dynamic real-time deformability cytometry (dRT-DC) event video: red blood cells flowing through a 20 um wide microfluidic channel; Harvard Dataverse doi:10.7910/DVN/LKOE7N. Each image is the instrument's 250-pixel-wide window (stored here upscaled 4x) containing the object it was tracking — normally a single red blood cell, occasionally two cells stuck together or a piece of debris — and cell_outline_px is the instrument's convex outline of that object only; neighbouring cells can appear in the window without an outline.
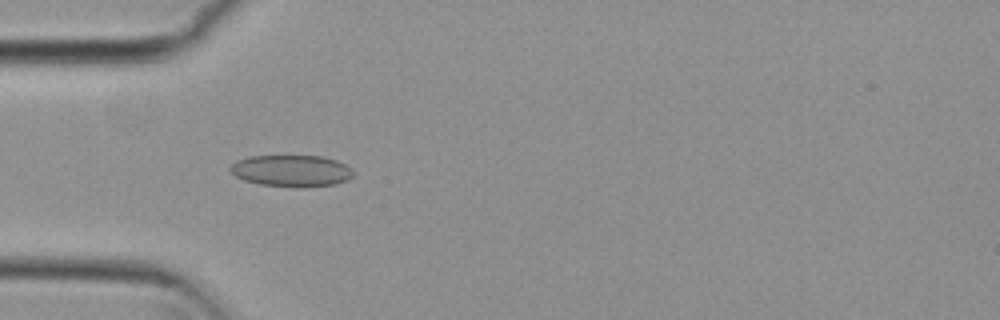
{"species": "common noctule bat (a hibernating species)", "species_latin": "Nyctalus noctula", "temperature_condition": "cold", "stored_images_in_passage": 6, "camera_frame_rate_fps": 3000, "um_per_image_px": 0.085, "animal": {"sex": "female", "body_mass_g": 29.2, "forearm_length_mm": 56.3}, "frame": {"image": 1, "passage_image": 5, "time_ms": 1.333, "image_size_px": [1000, 320], "cell_outline_px": [[352, 176], [348, 180], [336, 184], [304, 188], [260, 184], [244, 180], [236, 176], [228, 168], [236, 160], [248, 156], [324, 156], [336, 160], [352, 168]], "centroid_in_image_um": [24.78, 14.52], "position_along_channel_um": 60.2, "area_um2": 22.83}}
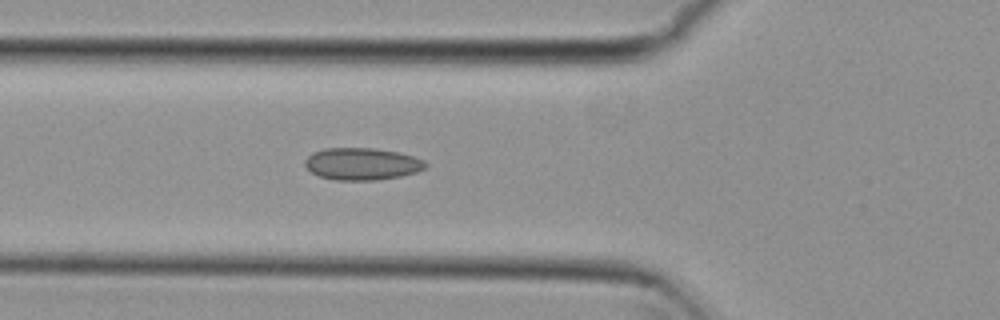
{"frame": {"image": 2, "passage_image": 6, "time_ms": 1.667, "image_size_px": [1000, 320], "cell_outline_px": [[428, 164], [424, 168], [416, 172], [400, 176], [376, 180], [336, 180], [320, 176], [312, 172], [304, 164], [304, 160], [312, 152], [324, 148], [376, 148], [400, 152], [424, 160]], "centroid_in_image_um": [30.77, 13.92], "position_along_channel_um": 95.0, "area_um2": 22.6}}